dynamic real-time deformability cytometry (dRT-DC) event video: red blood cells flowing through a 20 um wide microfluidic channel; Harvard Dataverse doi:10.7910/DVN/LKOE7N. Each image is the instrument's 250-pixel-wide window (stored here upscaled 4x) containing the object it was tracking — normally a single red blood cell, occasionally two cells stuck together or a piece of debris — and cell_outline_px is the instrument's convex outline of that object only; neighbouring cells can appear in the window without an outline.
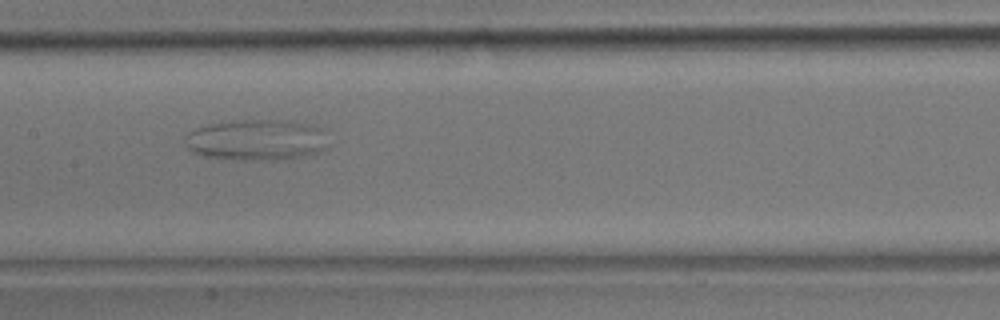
{"species": "common noctule bat (a hibernating species)", "species_latin": "Nyctalus noctula", "temperature_condition": "room temperature", "stored_images_in_passage": 7, "camera_frame_rate_fps": 3000, "um_per_image_px": 0.085, "animal": {"sex": "male", "body_mass_g": 17.9}, "frame": {"image": 1, "passage_image": 4, "time_ms": 1.0, "image_size_px": [1000, 320], "cell_outline_px": [[328, 148], [324, 152], [284, 160], [232, 160], [204, 156], [188, 148], [184, 136], [188, 132], [196, 128], [208, 124], [232, 120], [288, 120], [308, 124], [324, 128], [328, 144]], "centroid_in_image_um": [21.87, 11.9], "position_along_channel_um": 185.5, "area_um2": 35.03}}
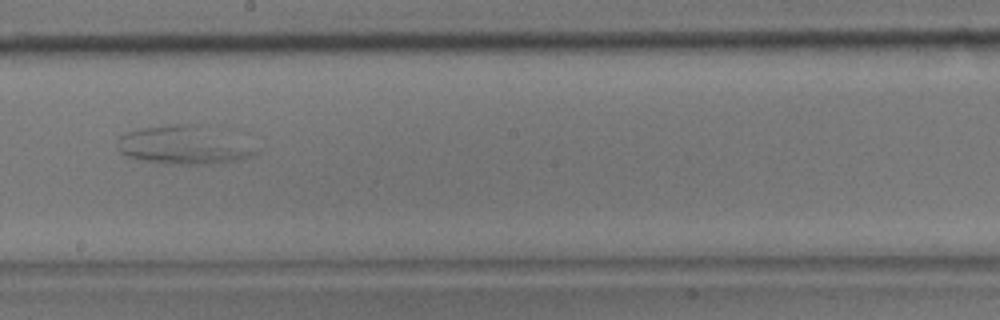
{"frame": {"image": 2, "passage_image": 5, "time_ms": 1.333, "image_size_px": [1000, 320], "cell_outline_px": [[260, 152], [252, 156], [240, 160], [212, 164], [164, 164], [144, 160], [128, 156], [120, 152], [120, 136], [128, 132], [140, 128], [168, 124], [196, 124]], "centroid_in_image_um": [15.49, 12.37], "position_along_channel_um": 232.7, "area_um2": 29.42}}